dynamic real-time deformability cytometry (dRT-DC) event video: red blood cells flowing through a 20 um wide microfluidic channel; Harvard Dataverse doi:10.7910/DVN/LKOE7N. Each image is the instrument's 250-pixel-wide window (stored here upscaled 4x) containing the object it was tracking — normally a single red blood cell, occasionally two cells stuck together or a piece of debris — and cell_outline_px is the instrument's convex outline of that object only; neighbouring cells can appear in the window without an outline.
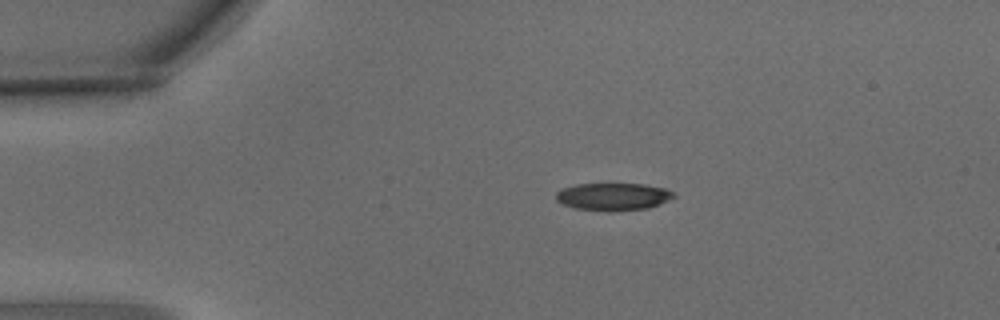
{"species": "common noctule bat (a hibernating species)", "species_latin": "Nyctalus noctula", "temperature_condition": "warm", "stored_images_in_passage": 3, "camera_frame_rate_fps": 3000, "um_per_image_px": 0.085, "animal": {"sex": "male", "body_mass_g": 15.6}, "frame": {"image": 1, "passage_image": 1, "time_ms": 0.0, "image_size_px": [1000, 320], "cell_outline_px": [[676, 196], [660, 204], [648, 208], [576, 208], [560, 204], [556, 200], [556, 192], [560, 188], [576, 184], [644, 184], [664, 188], [676, 192]], "centroid_in_image_um": [52.11, 16.65], "position_along_channel_um": 32.9, "area_um2": 18.09}}
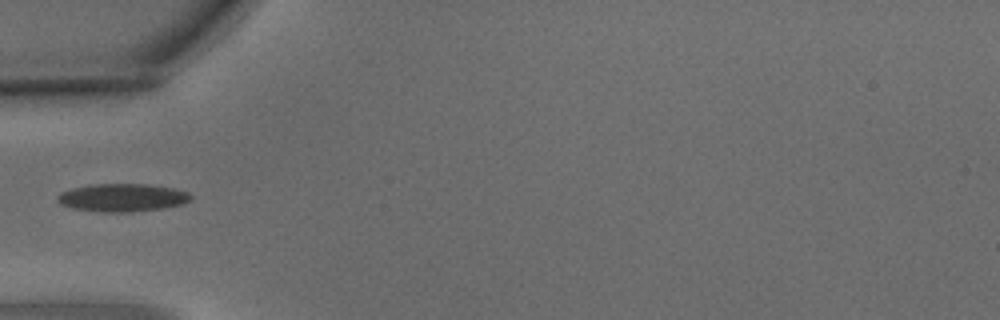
{"frame": {"image": 2, "passage_image": 3, "time_ms": 0.667, "image_size_px": [1000, 320], "cell_outline_px": [[192, 200], [184, 204], [160, 208], [128, 212], [104, 212], [72, 208], [60, 204], [56, 200], [56, 196], [60, 192], [72, 188], [92, 184], [148, 184], [172, 188], [188, 192], [192, 196]], "centroid_in_image_um": [10.38, 16.79], "position_along_channel_um": 74.6, "area_um2": 21.73}}